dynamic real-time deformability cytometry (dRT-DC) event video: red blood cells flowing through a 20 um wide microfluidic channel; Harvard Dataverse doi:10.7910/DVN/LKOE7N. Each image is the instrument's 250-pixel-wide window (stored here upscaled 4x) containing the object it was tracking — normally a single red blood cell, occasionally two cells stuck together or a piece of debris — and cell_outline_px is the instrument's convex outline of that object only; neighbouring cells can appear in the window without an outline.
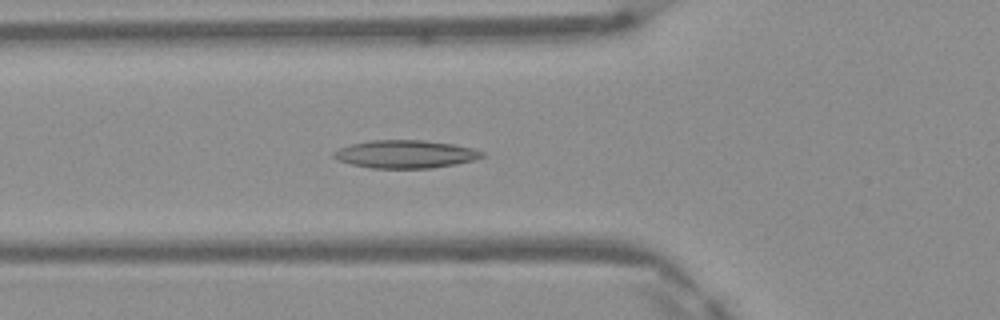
{"species": "Egyptian fruit bat (a non-hibernating species)", "species_latin": "Rousettus aegyptiacus", "temperature_condition": "warm", "stored_images_in_passage": 35, "camera_frame_rate_fps": 3000, "um_per_image_px": 0.085, "frame": {"image": 1, "passage_image": 8, "time_ms": 2.333, "image_size_px": [1000, 320], "cell_outline_px": [[484, 156], [472, 160], [456, 164], [432, 168], [372, 168], [352, 164], [340, 160], [332, 156], [332, 152], [340, 148], [352, 144], [372, 140], [424, 140], [452, 144], [472, 148], [484, 152]], "centroid_in_image_um": [34.47, 13.1], "position_along_channel_um": 91.3, "area_um2": 23.93}}
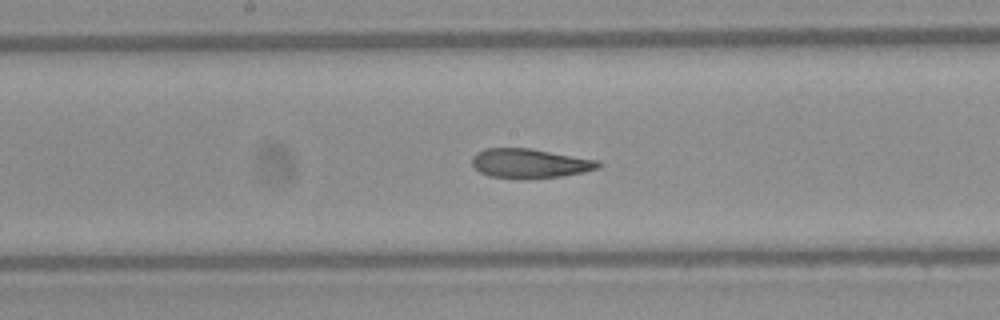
{"frame": {"image": 2, "passage_image": 16, "time_ms": 5.0, "image_size_px": [1000, 320], "cell_outline_px": [[600, 164], [596, 168], [584, 172], [560, 176], [488, 176], [480, 172], [472, 164], [472, 156], [476, 152], [484, 148], [532, 148], [600, 160]], "centroid_in_image_um": [45.03, 13.83], "position_along_channel_um": 203.2, "area_um2": 20.92}}
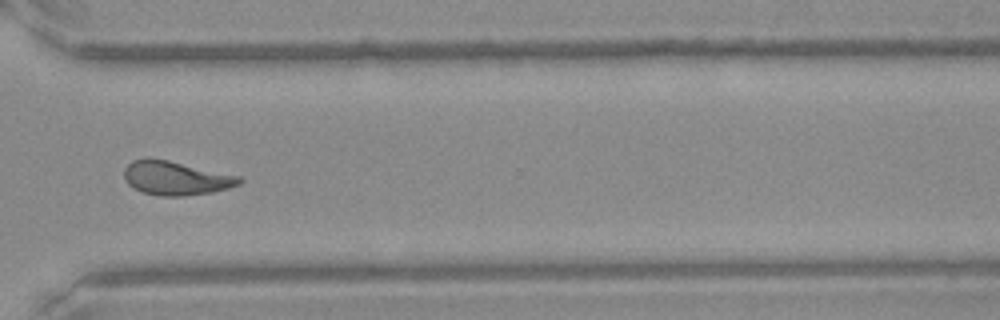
{"frame": {"image": 3, "passage_image": 27, "time_ms": 8.667, "image_size_px": [1000, 320], "cell_outline_px": [[244, 180], [240, 184], [228, 188], [212, 192], [184, 196], [160, 196], [144, 192], [132, 188], [124, 180], [124, 168], [132, 160], [144, 156], [152, 156], [240, 176]], "centroid_in_image_um": [14.91, 15.11], "position_along_channel_um": 355.7, "area_um2": 23.24}, "authors_computed_cell_mechanics": {"area_um2": 22.542, "velocity_mm_per_s": 4.1562, "shape_relaxation_time_tau1_ms": null, "shape_relaxation_time_tau2_ms": 2.1165, "deformation_change_tau1": null, "deformation_change_tau2": 0.099}}